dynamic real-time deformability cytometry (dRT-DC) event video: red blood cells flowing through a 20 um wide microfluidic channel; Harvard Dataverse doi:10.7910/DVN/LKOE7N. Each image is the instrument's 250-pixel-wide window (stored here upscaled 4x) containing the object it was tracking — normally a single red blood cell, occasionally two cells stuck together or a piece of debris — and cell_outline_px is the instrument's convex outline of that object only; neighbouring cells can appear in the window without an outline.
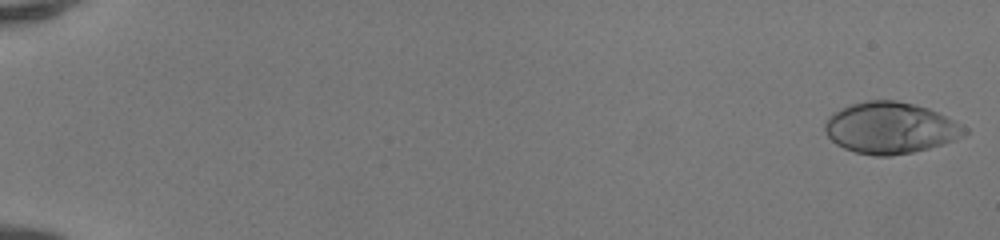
{"species": "human", "species_latin": "Homo sapiens", "temperature_condition": "room temperature", "stored_images_in_passage": 50, "camera_frame_rate_fps": 3000, "um_per_image_px": 0.085, "donor": {"sex": "female"}, "frame": {"image": 1, "passage_image": 1, "time_ms": 0.0, "image_size_px": [1000, 240], "cell_outline_px": [[968, 132], [944, 144], [912, 152], [888, 156], [876, 156], [856, 152], [844, 148], [836, 144], [824, 132], [824, 124], [828, 116], [832, 112], [848, 104], [868, 100], [896, 100], [928, 108], [968, 128]], "centroid_in_image_um": [75.62, 10.86], "position_along_channel_um": 9.4, "area_um2": 41.67}}
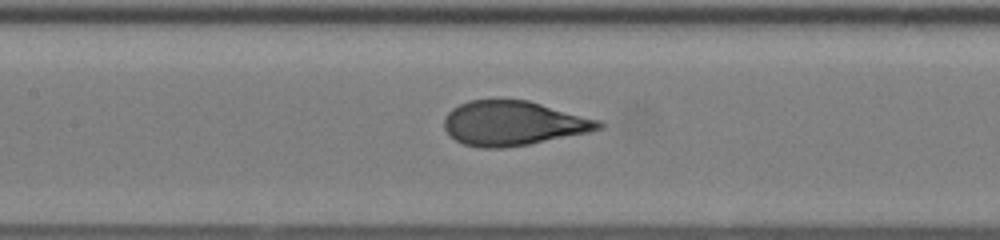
{"frame": {"image": 2, "passage_image": 26, "time_ms": 8.333, "image_size_px": [1000, 240], "cell_outline_px": [[604, 128], [588, 132], [528, 144], [504, 148], [480, 148], [464, 144], [456, 140], [444, 128], [444, 116], [452, 108], [468, 100], [528, 100], [600, 120], [604, 124]], "centroid_in_image_um": [43.62, 10.47], "position_along_channel_um": 163.8, "area_um2": 39.94}}
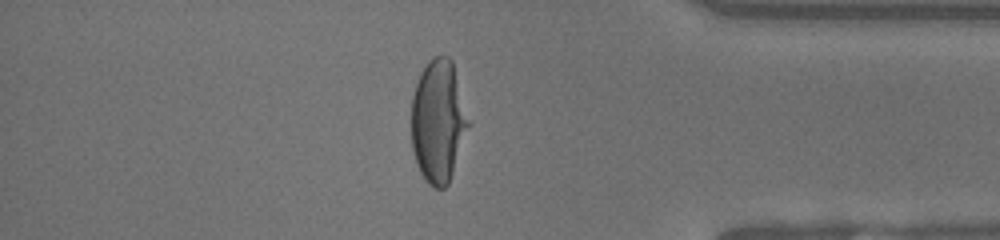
{"frame": {"image": 3, "passage_image": 44, "time_ms": 14.333, "image_size_px": [1000, 240], "cell_outline_px": [[472, 124], [448, 184], [444, 188], [432, 188], [424, 180], [416, 164], [412, 152], [412, 96], [416, 84], [424, 68], [436, 56], [448, 56], [452, 60]], "centroid_in_image_um": [37.29, 10.36], "position_along_channel_um": 397.9, "area_um2": 41.33}, "authors_computed_cell_mechanics": {"area_um2": 40.3733, "velocity_mm_per_s": 4.2013, "shape_relaxation_time_tau1_ms": 4.622, "shape_relaxation_time_tau2_ms": null, "deformation_change_tau1": 0.2589, "deformation_change_tau2": null}}